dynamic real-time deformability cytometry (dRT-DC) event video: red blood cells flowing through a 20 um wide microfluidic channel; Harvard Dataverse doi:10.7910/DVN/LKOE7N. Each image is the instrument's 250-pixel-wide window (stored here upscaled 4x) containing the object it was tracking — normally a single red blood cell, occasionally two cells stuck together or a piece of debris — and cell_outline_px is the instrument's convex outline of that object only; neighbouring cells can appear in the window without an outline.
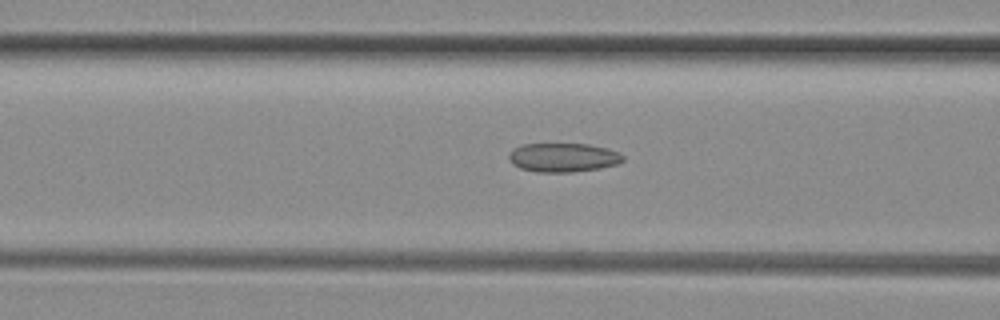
{"species": "common noctule bat (a hibernating species)", "species_latin": "Nyctalus noctula", "temperature_condition": "room temperature", "stored_images_in_passage": 37, "camera_frame_rate_fps": 3000, "um_per_image_px": 0.085, "animal": {"sex": "female", "body_mass_g": 29.2, "forearm_length_mm": 56.3}, "frame": {"image": 1, "passage_image": 17, "time_ms": 5.333, "image_size_px": [1000, 320], "cell_outline_px": [[624, 160], [616, 164], [600, 168], [572, 172], [536, 172], [520, 168], [512, 164], [508, 160], [508, 152], [512, 148], [520, 144], [588, 144], [608, 148], [624, 156]], "centroid_in_image_um": [47.8, 13.38], "position_along_channel_um": 118.8, "area_um2": 19.42}}
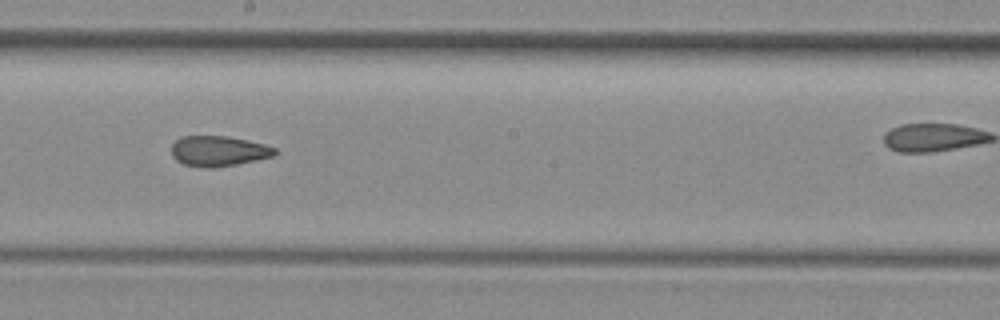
{"frame": {"image": 2, "passage_image": 25, "time_ms": 8.0, "image_size_px": [1000, 320], "cell_outline_px": [[276, 156], [236, 164], [212, 168], [204, 168], [184, 164], [176, 160], [172, 156], [172, 144], [180, 136], [228, 136], [264, 144], [276, 148]], "centroid_in_image_um": [18.57, 12.84], "position_along_channel_um": 229.6, "area_um2": 18.32}}
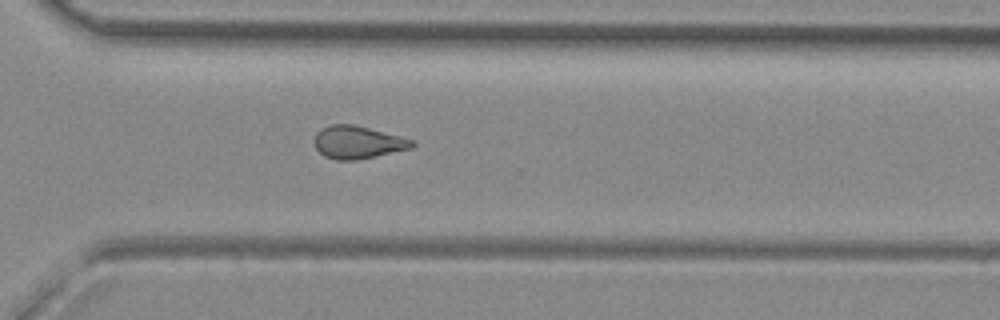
{"frame": {"image": 3, "passage_image": 33, "time_ms": 10.667, "image_size_px": [1000, 320], "cell_outline_px": [[416, 144], [412, 148], [376, 156], [356, 160], [336, 160], [324, 156], [316, 148], [312, 140], [316, 132], [328, 124], [352, 124], [416, 140]], "centroid_in_image_um": [30.39, 12.09], "position_along_channel_um": 340.2, "area_um2": 18.79}}